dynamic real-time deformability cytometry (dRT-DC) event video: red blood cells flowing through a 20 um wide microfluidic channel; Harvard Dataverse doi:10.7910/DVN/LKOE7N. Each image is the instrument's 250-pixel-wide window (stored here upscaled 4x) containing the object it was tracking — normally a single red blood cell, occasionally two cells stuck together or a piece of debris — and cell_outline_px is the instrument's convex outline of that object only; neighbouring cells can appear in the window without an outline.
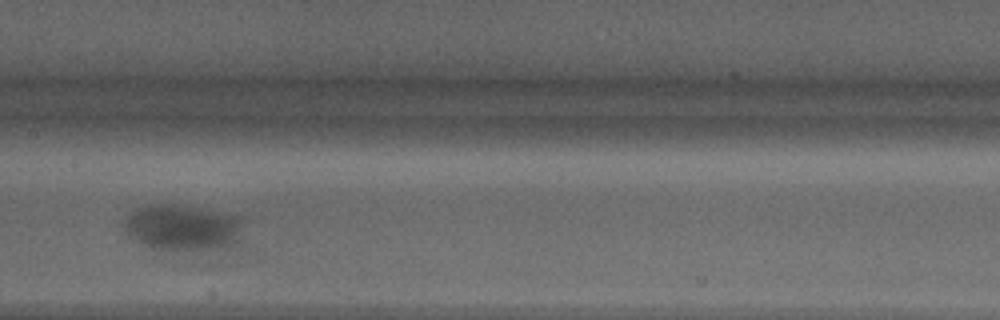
{"species": "Egyptian fruit bat (a non-hibernating species)", "species_latin": "Rousettus aegyptiacus", "temperature_condition": "warm", "stored_images_in_passage": 24, "camera_frame_rate_fps": 3000, "um_per_image_px": 0.085, "animal": {"sex": "male"}, "frame": {"image": 1, "passage_image": 11, "time_ms": 3.333, "image_size_px": [1000, 320], "cell_outline_px": [[244, 220], [236, 244], [228, 248], [168, 252], [152, 248], [136, 240], [128, 232], [124, 224], [124, 220], [128, 212], [136, 208], [160, 204], [172, 204], [240, 216]], "centroid_in_image_um": [15.53, 19.38], "position_along_channel_um": 191.9, "area_um2": 32.08}}